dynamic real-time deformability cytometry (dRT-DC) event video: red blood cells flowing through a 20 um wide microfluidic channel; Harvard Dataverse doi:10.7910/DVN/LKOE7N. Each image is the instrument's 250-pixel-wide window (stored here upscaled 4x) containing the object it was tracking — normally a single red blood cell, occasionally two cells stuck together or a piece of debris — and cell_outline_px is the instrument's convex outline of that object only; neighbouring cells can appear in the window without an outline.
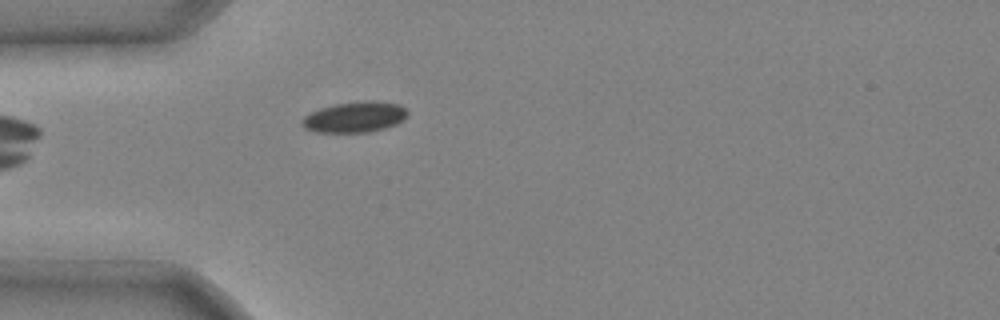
{"species": "common noctule bat (a hibernating species)", "species_latin": "Nyctalus noctula", "temperature_condition": "cold", "stored_images_in_passage": 4, "camera_frame_rate_fps": 3000, "um_per_image_px": 0.085, "animal": {"sex": "male", "body_mass_g": 20.4}, "frame": {"image": 1, "passage_image": 4, "time_ms": 1.0, "image_size_px": [1000, 320], "cell_outline_px": [[408, 116], [404, 120], [396, 124], [384, 128], [368, 132], [316, 132], [304, 128], [300, 124], [304, 116], [320, 108], [336, 104], [364, 100], [372, 100], [400, 104], [408, 112]], "centroid_in_image_um": [30.17, 9.94], "position_along_channel_um": 54.8, "area_um2": 18.96}}